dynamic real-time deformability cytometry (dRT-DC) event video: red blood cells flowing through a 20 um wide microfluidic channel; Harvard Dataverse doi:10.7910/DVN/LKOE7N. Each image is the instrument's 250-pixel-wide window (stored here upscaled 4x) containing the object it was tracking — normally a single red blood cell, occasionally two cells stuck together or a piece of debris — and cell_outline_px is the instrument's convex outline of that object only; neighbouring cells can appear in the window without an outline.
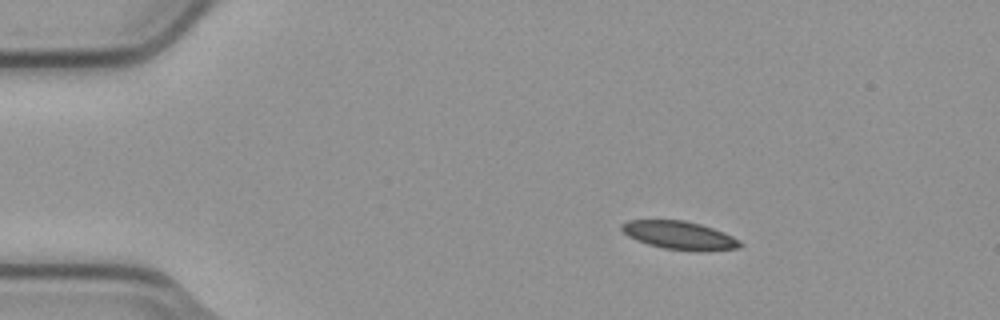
{"species": "common noctule bat (a hibernating species)", "species_latin": "Nyctalus noctula", "temperature_condition": "cold", "stored_images_in_passage": 2, "camera_frame_rate_fps": 3000, "um_per_image_px": 0.085, "animal": {"sex": "male", "body_mass_g": 23.1, "forearm_length_mm": 52.7}, "frame": {"image": 1, "passage_image": 1, "time_ms": 0.0, "image_size_px": [1000, 320], "cell_outline_px": [[744, 244], [740, 248], [704, 252], [692, 252], [664, 248], [648, 244], [636, 240], [628, 236], [620, 228], [620, 224], [628, 220], [684, 220], [700, 224], [724, 232], [740, 240]], "centroid_in_image_um": [57.79, 20.02], "position_along_channel_um": 27.2, "area_um2": 19.83}}